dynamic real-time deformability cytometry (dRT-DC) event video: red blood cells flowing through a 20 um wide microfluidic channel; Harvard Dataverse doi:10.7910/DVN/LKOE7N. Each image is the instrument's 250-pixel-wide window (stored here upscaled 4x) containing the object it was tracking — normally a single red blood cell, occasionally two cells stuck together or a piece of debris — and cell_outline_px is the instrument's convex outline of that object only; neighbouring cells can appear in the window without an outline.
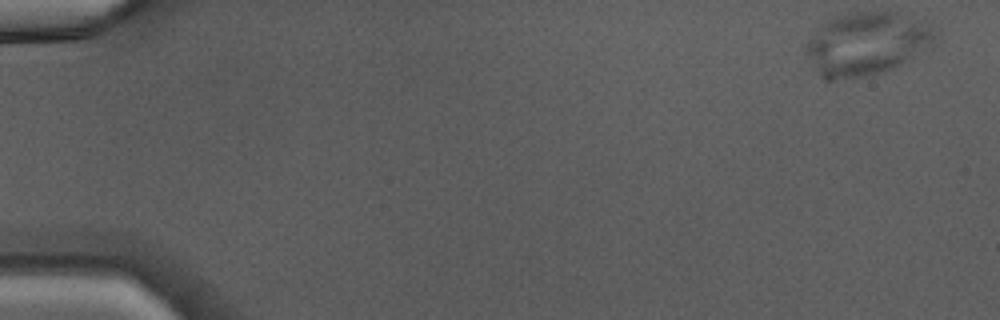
{"species": "Egyptian fruit bat (a non-hibernating species)", "species_latin": "Rousettus aegyptiacus", "temperature_condition": "warm", "stored_images_in_passage": 45, "camera_frame_rate_fps": 3000, "um_per_image_px": 0.085, "animal": {"sex": "male"}, "frame": {"image": 1, "passage_image": 1, "time_ms": 0.0, "image_size_px": [1000, 320], "cell_outline_px": [[932, 48], [900, 64], [888, 68], [860, 76], [844, 76], [820, 72], [816, 68], [804, 52], [804, 44], [832, 16], [860, 12], [900, 12], [932, 24]], "centroid_in_image_um": [73.73, 3.62], "position_along_channel_um": 11.3, "area_um2": 45.55}}
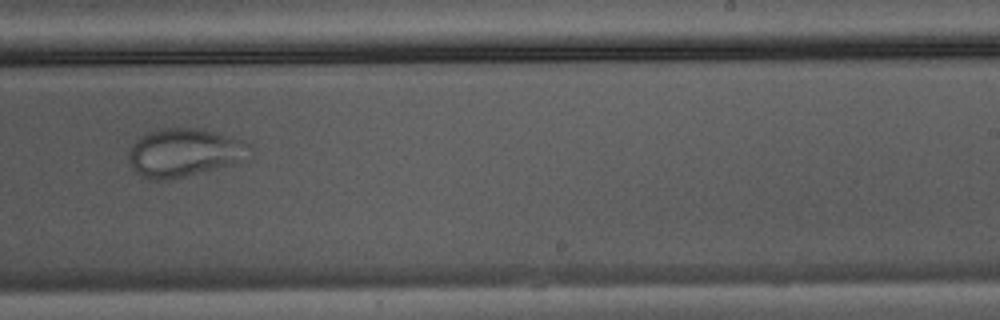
{"frame": {"image": 2, "passage_image": 29, "time_ms": 9.333, "image_size_px": [1000, 320], "cell_outline_px": [[252, 156], [248, 160], [184, 176], [164, 180], [148, 180], [140, 176], [132, 168], [128, 160], [128, 152], [132, 144], [140, 136], [148, 132], [164, 128], [196, 128], [248, 140], [252, 144]], "centroid_in_image_um": [15.71, 12.97], "position_along_channel_um": 273.3, "area_um2": 34.56}}
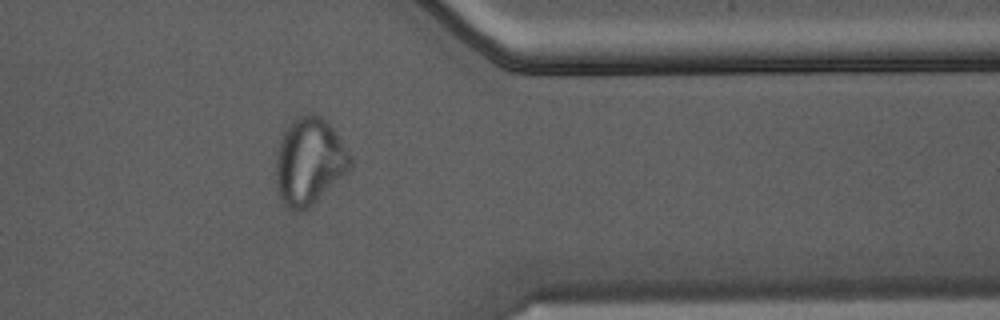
{"frame": {"image": 3, "passage_image": 37, "time_ms": 12.0, "image_size_px": [1000, 320], "cell_outline_px": [[352, 168], [308, 208], [300, 212], [288, 208], [280, 200], [276, 180], [276, 156], [280, 140], [284, 128], [288, 124], [300, 116], [308, 112], [316, 112], [336, 132], [352, 156]], "centroid_in_image_um": [26.29, 13.7], "position_along_channel_um": 385.1, "area_um2": 37.86}}